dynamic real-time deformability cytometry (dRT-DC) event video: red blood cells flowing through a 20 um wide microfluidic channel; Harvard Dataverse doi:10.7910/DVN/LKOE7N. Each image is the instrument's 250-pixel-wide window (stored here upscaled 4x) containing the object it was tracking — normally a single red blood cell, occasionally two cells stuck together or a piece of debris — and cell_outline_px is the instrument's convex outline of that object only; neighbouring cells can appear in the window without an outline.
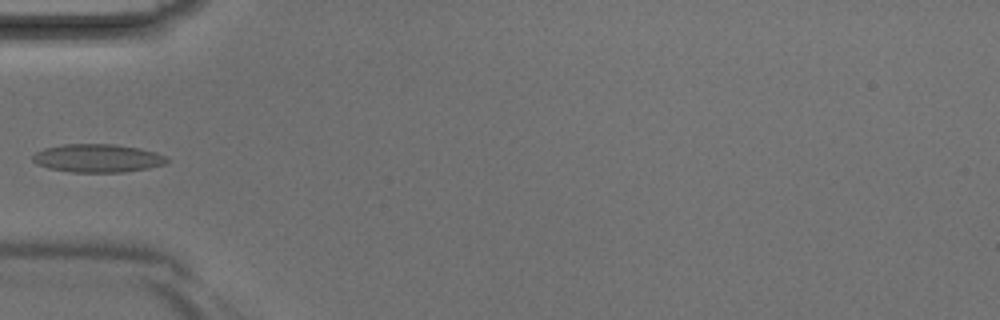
{"species": "Egyptian fruit bat (a non-hibernating species)", "species_latin": "Rousettus aegyptiacus", "temperature_condition": "room temperature", "stored_images_in_passage": 4, "camera_frame_rate_fps": 3000, "um_per_image_px": 0.085, "animal": {"sex": "male"}, "frame": {"image": 1, "passage_image": 4, "time_ms": 1.0, "image_size_px": [1000, 320], "cell_outline_px": [[168, 160], [164, 164], [148, 168], [124, 172], [72, 172], [48, 168], [36, 164], [32, 160], [32, 156], [36, 152], [44, 148], [64, 144], [112, 144], [140, 148], [156, 152], [164, 156]], "centroid_in_image_um": [8.26, 13.44], "position_along_channel_um": 76.7, "area_um2": 22.02}}